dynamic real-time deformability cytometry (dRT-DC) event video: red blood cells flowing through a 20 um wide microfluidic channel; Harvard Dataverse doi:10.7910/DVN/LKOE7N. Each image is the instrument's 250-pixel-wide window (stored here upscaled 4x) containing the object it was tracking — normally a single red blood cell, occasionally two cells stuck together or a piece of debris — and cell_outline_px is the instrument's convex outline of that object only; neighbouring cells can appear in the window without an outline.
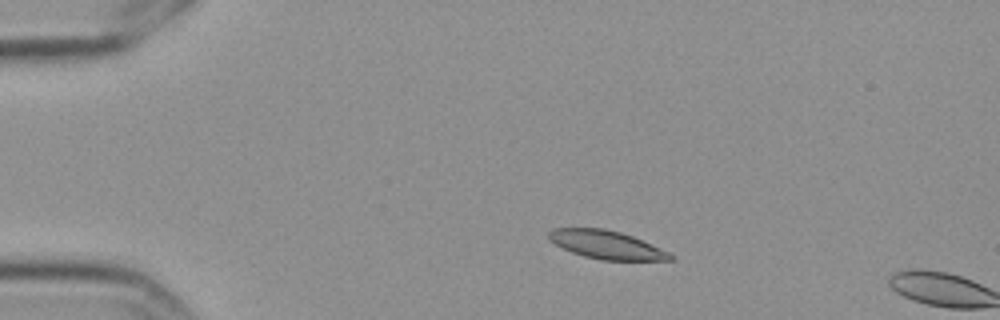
{"species": "Egyptian fruit bat (a non-hibernating species)", "species_latin": "Rousettus aegyptiacus", "temperature_condition": "cold", "stored_images_in_passage": 4, "camera_frame_rate_fps": 3000, "um_per_image_px": 0.085, "frame": {"image": 1, "passage_image": 3, "time_ms": 0.667, "image_size_px": [1000, 320], "cell_outline_px": [[676, 260], [600, 260], [584, 256], [572, 252], [548, 240], [548, 232], [552, 228], [604, 228], [620, 232], [632, 236], [668, 252], [676, 256]], "centroid_in_image_um": [51.54, 20.8], "position_along_channel_um": 33.5, "area_um2": 19.94}}